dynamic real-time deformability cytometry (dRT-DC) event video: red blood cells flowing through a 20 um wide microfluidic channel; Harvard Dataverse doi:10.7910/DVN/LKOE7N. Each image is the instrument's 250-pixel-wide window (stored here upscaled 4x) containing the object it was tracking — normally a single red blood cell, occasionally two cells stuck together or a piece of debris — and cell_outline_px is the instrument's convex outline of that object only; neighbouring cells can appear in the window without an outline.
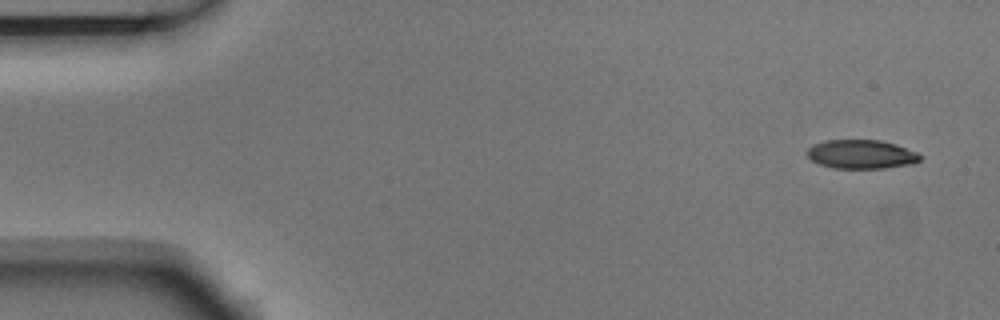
{"species": "Egyptian fruit bat (a non-hibernating species)", "species_latin": "Rousettus aegyptiacus", "temperature_condition": "room temperature", "stored_images_in_passage": 6, "camera_frame_rate_fps": 3000, "um_per_image_px": 0.085, "animal": {"sex": "male"}, "frame": {"image": 1, "passage_image": 1, "time_ms": 0.0, "image_size_px": [1000, 320], "cell_outline_px": [[924, 156], [920, 160], [912, 164], [884, 168], [832, 168], [820, 164], [812, 160], [808, 156], [808, 148], [812, 144], [824, 140], [880, 140], [896, 144], [920, 152]], "centroid_in_image_um": [73.26, 13.1], "position_along_channel_um": 11.7, "area_um2": 19.25}}
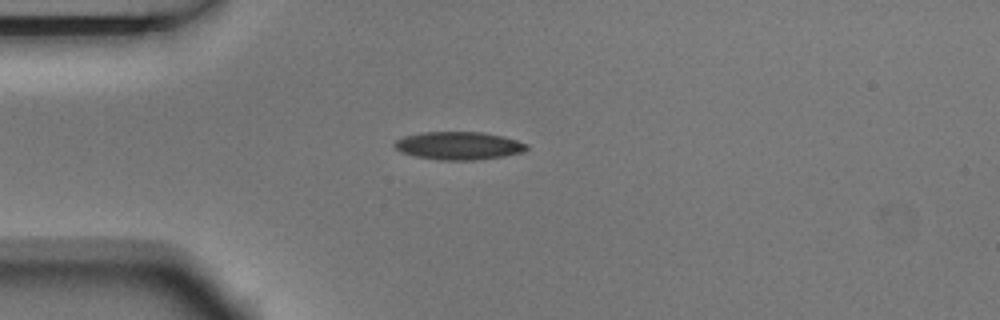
{"frame": {"image": 2, "passage_image": 4, "time_ms": 1.0, "image_size_px": [1000, 320], "cell_outline_px": [[528, 148], [520, 152], [504, 156], [476, 160], [440, 160], [416, 156], [400, 152], [392, 144], [396, 140], [404, 136], [424, 132], [484, 132], [504, 136], [528, 144]], "centroid_in_image_um": [38.98, 12.38], "position_along_channel_um": 46.0, "area_um2": 21.5}}
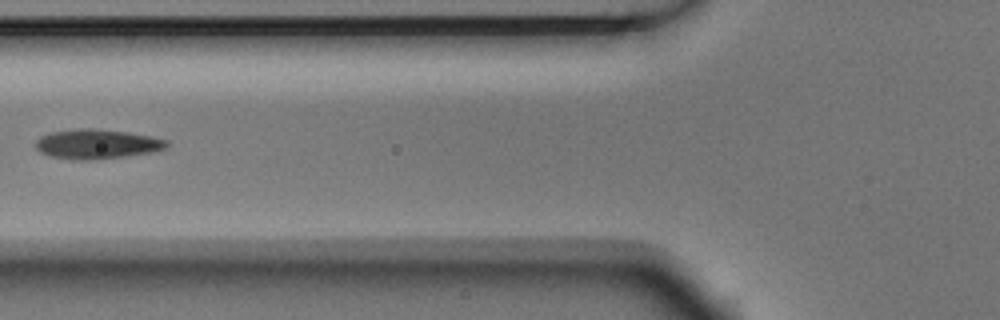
{"frame": {"image": 3, "passage_image": 6, "time_ms": 1.667, "image_size_px": [1000, 320], "cell_outline_px": [[168, 144], [164, 148], [152, 152], [128, 156], [88, 160], [72, 160], [52, 156], [40, 152], [36, 148], [36, 140], [40, 136], [52, 132], [80, 128], [92, 128], [128, 132], [152, 136], [168, 140]], "centroid_in_image_um": [8.24, 12.24], "position_along_channel_um": 117.6, "area_um2": 22.6}}